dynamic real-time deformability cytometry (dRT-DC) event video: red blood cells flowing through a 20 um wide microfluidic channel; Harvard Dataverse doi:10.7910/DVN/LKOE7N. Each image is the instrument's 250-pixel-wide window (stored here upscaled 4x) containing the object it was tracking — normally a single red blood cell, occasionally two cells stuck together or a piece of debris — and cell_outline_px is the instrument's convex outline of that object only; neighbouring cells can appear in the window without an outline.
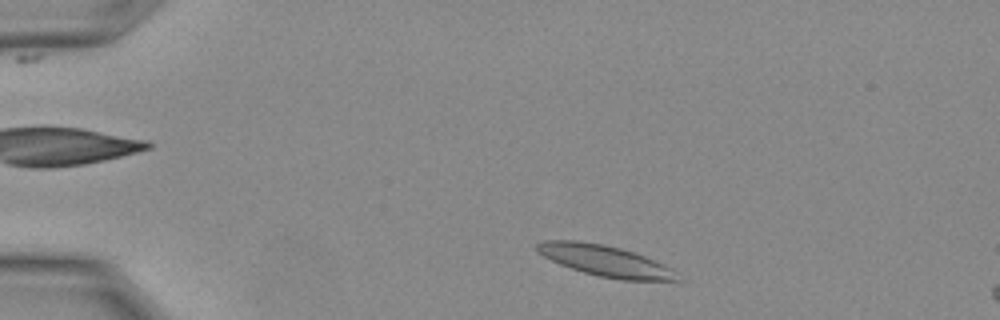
{"species": "Egyptian fruit bat (a non-hibernating species)", "species_latin": "Rousettus aegyptiacus", "temperature_condition": "warm", "stored_images_in_passage": 5, "camera_frame_rate_fps": 3000, "um_per_image_px": 0.085, "animal": {"sex": "female"}, "frame": {"image": 1, "passage_image": 1, "time_ms": 0.0, "image_size_px": [1000, 320], "cell_outline_px": [[672, 280], [628, 280], [604, 276], [572, 268], [552, 260], [540, 252], [536, 248], [540, 244], [556, 240], [560, 240], [600, 244], [616, 248], [640, 256], [656, 264]], "centroid_in_image_um": [51.19, 22.14], "position_along_channel_um": 33.8, "area_um2": 22.08}}